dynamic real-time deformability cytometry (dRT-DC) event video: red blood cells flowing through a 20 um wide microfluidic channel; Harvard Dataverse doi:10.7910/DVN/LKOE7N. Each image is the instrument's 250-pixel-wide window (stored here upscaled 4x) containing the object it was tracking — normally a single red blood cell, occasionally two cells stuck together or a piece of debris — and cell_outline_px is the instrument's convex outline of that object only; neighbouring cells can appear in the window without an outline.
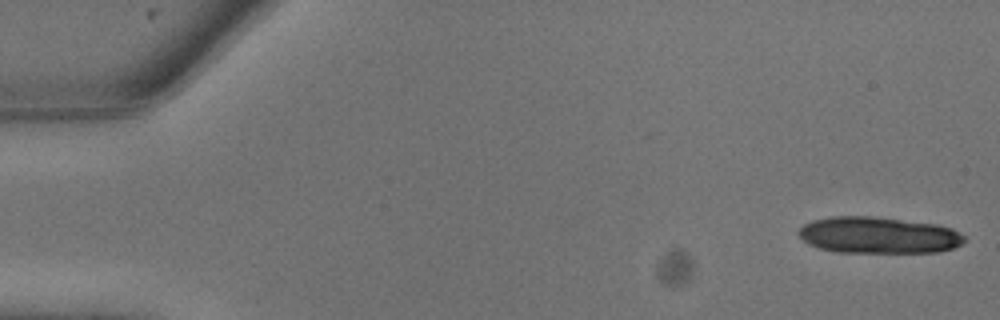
{"species": "common noctule bat (a hibernating species)", "species_latin": "Nyctalus noctula", "temperature_condition": "warm", "stored_images_in_passage": 18, "camera_frame_rate_fps": 3000, "um_per_image_px": 0.085, "animal": {"sex": "male", "body_mass_g": 13.3}, "frame": {"image": 1, "passage_image": 1, "time_ms": 0.0, "image_size_px": [1000, 320], "cell_outline_px": [[964, 240], [960, 244], [952, 248], [940, 252], [836, 252], [820, 248], [808, 244], [796, 232], [804, 224], [812, 220], [832, 216], [868, 216], [936, 224], [952, 228], [964, 236]], "centroid_in_image_um": [74.63, 19.99], "position_along_channel_um": 10.4, "area_um2": 35.08}}
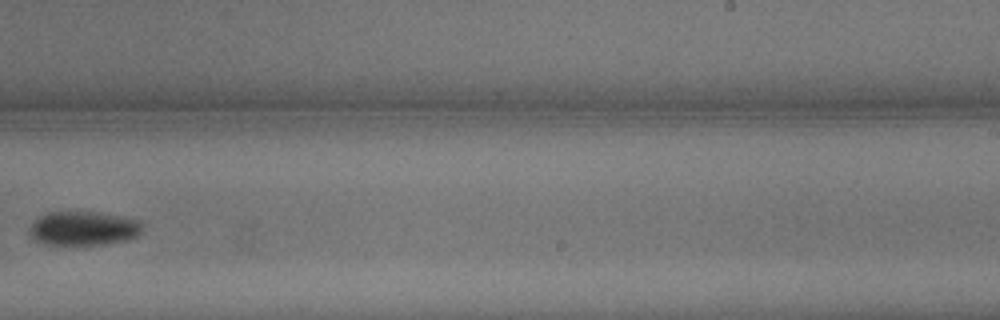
{"frame": {"image": 2, "passage_image": 16, "time_ms": 5.0, "image_size_px": [1000, 320], "cell_outline_px": [[144, 224], [140, 232], [136, 236], [128, 240], [104, 244], [44, 244], [36, 240], [32, 236], [32, 224], [44, 212], [100, 212], [144, 220]], "centroid_in_image_um": [7.19, 19.39], "position_along_channel_um": 281.8, "area_um2": 22.37}}